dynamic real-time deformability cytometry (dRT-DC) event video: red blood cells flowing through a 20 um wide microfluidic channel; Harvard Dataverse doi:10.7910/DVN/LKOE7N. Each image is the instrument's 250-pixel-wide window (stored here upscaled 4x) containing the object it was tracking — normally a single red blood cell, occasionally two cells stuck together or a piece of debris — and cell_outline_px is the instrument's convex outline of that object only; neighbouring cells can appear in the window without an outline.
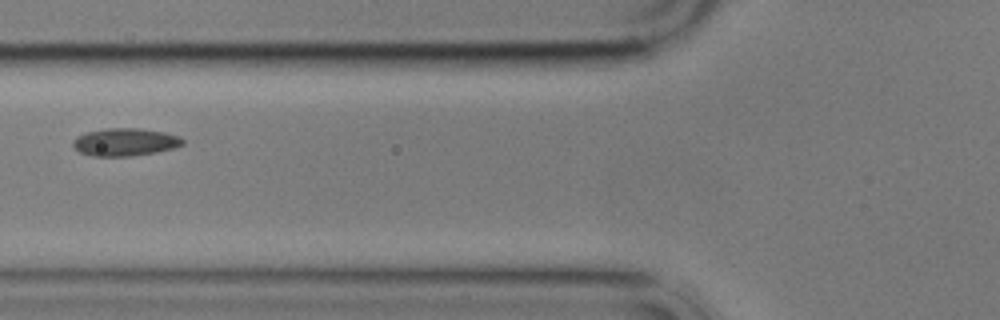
{"species": "common noctule bat (a hibernating species)", "species_latin": "Nyctalus noctula", "temperature_condition": "cold", "stored_images_in_passage": 14, "camera_frame_rate_fps": 3000, "um_per_image_px": 0.085, "animal": {"sex": "male", "body_mass_g": 17.9}, "frame": {"image": 1, "passage_image": 5, "time_ms": 5.667, "image_size_px": [1000, 320], "cell_outline_px": [[184, 144], [172, 148], [156, 152], [132, 156], [92, 156], [80, 152], [72, 144], [72, 140], [76, 136], [88, 132], [108, 128], [140, 128], [164, 132], [180, 136], [184, 140]], "centroid_in_image_um": [10.63, 12.07], "position_along_channel_um": 115.2, "area_um2": 17.69}}
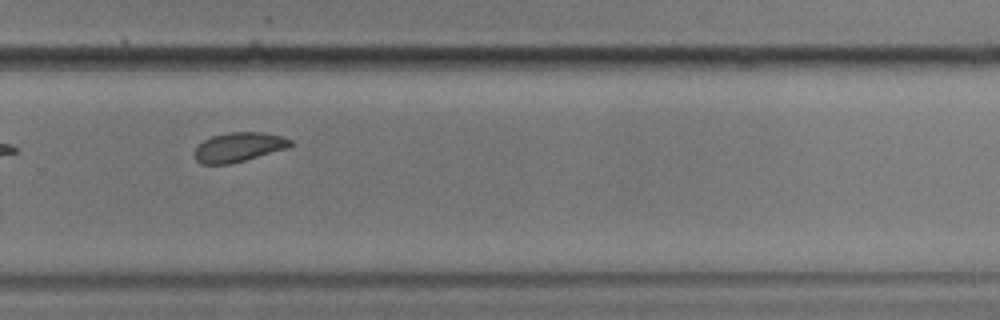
{"frame": {"image": 2, "passage_image": 10, "time_ms": 11.333, "image_size_px": [1000, 320], "cell_outline_px": [[292, 144], [288, 148], [244, 160], [228, 164], [200, 164], [196, 160], [196, 148], [204, 140], [212, 136], [228, 132], [264, 132], [280, 136], [292, 140]], "centroid_in_image_um": [20.3, 12.49], "position_along_channel_um": 309.5, "area_um2": 16.18}, "authors_computed_cell_mechanics": {"area_um2": 17.918, "velocity_mm_per_s": 3.4442, "shape_relaxation_time_tau1_ms": null, "shape_relaxation_time_tau2_ms": 1.6408, "deformation_change_tau1": null, "deformation_change_tau2": 0.0502}}